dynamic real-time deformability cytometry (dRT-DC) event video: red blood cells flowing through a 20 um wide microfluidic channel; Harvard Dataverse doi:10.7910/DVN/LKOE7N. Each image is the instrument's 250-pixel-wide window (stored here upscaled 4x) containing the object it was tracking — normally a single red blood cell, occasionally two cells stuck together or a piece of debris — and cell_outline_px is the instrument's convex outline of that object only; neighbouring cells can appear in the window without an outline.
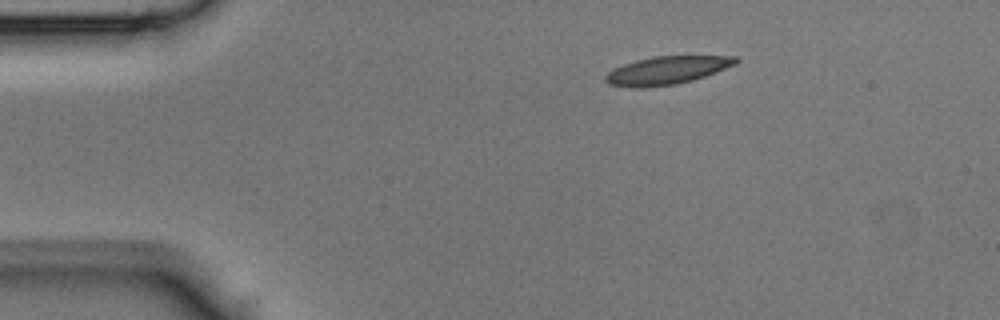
{"species": "Egyptian fruit bat (a non-hibernating species)", "species_latin": "Rousettus aegyptiacus", "temperature_condition": "room temperature", "stored_images_in_passage": 37, "camera_frame_rate_fps": 3000, "um_per_image_px": 0.085, "animal": {"sex": "male"}, "frame": {"image": 1, "passage_image": 1, "time_ms": 0.0, "image_size_px": [1000, 320], "cell_outline_px": [[740, 60], [736, 64], [716, 72], [692, 80], [676, 84], [644, 88], [632, 88], [608, 84], [604, 80], [604, 76], [612, 68], [636, 60], [652, 56], [736, 56]], "centroid_in_image_um": [56.64, 5.98], "position_along_channel_um": 28.4, "area_um2": 21.44}}
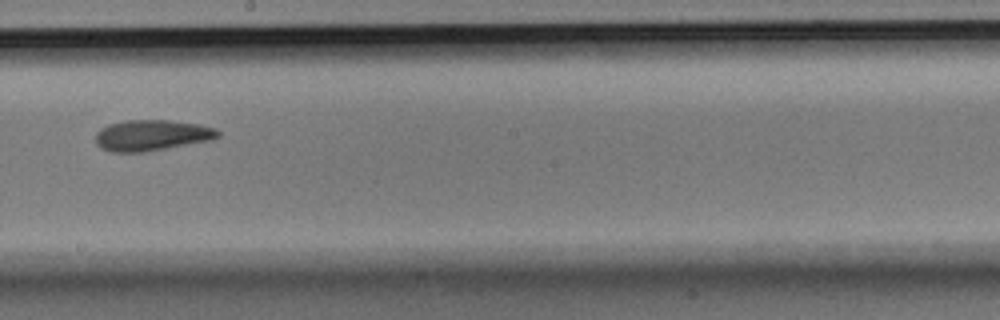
{"frame": {"image": 2, "passage_image": 18, "time_ms": 5.667, "image_size_px": [1000, 320], "cell_outline_px": [[220, 136], [212, 140], [144, 152], [112, 152], [100, 148], [96, 144], [96, 132], [100, 128], [108, 124], [128, 120], [168, 120], [200, 124], [216, 128], [220, 132]], "centroid_in_image_um": [12.9, 11.5], "position_along_channel_um": 235.3, "area_um2": 22.2}}
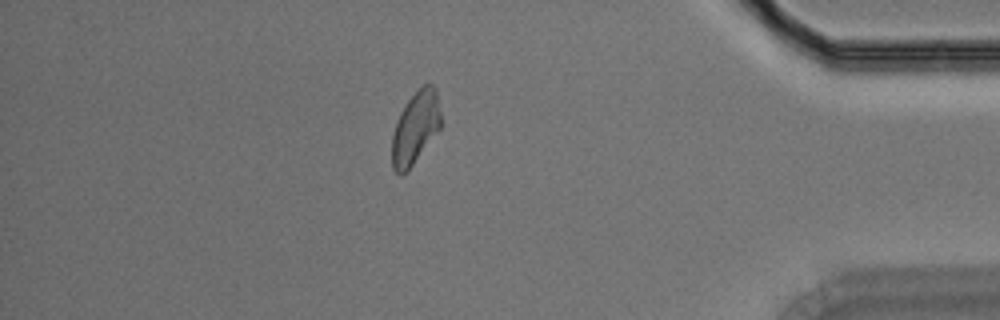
{"frame": {"image": 3, "passage_image": 31, "time_ms": 10.0, "image_size_px": [1000, 320], "cell_outline_px": [[440, 128], [412, 164], [400, 176], [392, 168], [392, 136], [396, 120], [400, 112], [408, 100], [428, 80], [436, 88], [440, 112]], "centroid_in_image_um": [35.29, 10.82], "position_along_channel_um": 399.9, "area_um2": 20.29}}